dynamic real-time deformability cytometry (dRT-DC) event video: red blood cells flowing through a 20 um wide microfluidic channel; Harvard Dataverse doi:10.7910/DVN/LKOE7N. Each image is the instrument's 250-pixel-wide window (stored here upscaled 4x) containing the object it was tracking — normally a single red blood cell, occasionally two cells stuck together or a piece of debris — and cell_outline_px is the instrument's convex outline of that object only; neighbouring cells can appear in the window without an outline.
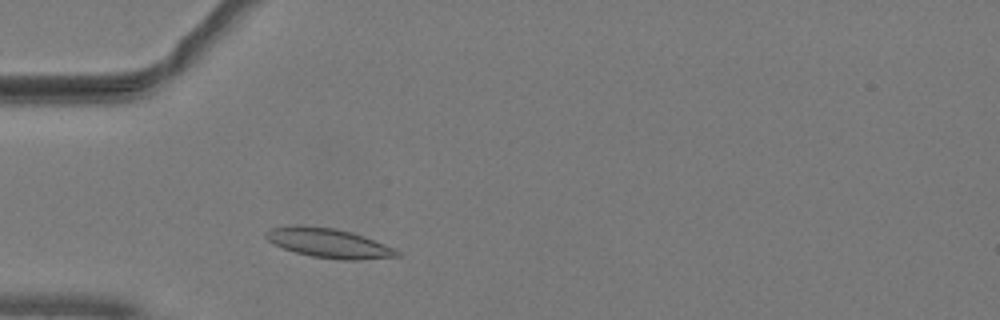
{"species": "common noctule bat (a hibernating species)", "species_latin": "Nyctalus noctula", "temperature_condition": "warm", "stored_images_in_passage": 40, "camera_frame_rate_fps": 3000, "um_per_image_px": 0.085, "animal": {"sex": "male", "body_mass_g": 19.2, "forearm_length_mm": 51.8}, "frame": {"image": 1, "passage_image": 5, "time_ms": 1.333, "image_size_px": [1000, 320], "cell_outline_px": [[400, 256], [356, 260], [340, 260], [312, 256], [296, 252], [284, 248], [268, 240], [264, 236], [264, 232], [268, 228], [296, 224], [336, 228], [352, 232], [364, 236], [384, 244], [400, 252]], "centroid_in_image_um": [27.9, 20.64], "position_along_channel_um": 57.1, "area_um2": 22.48}}
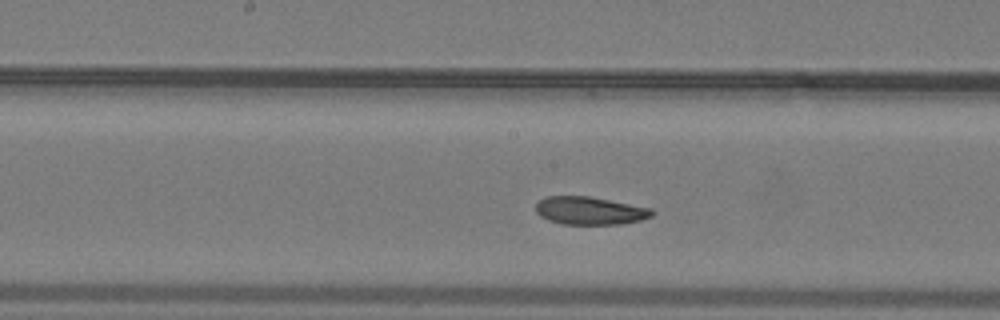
{"frame": {"image": 2, "passage_image": 16, "time_ms": 5.0, "image_size_px": [1000, 320], "cell_outline_px": [[656, 212], [652, 216], [640, 220], [620, 224], [560, 224], [548, 220], [540, 216], [536, 212], [536, 204], [544, 196], [588, 196], [652, 208]], "centroid_in_image_um": [50.13, 17.91], "position_along_channel_um": 198.1, "area_um2": 18.96}}
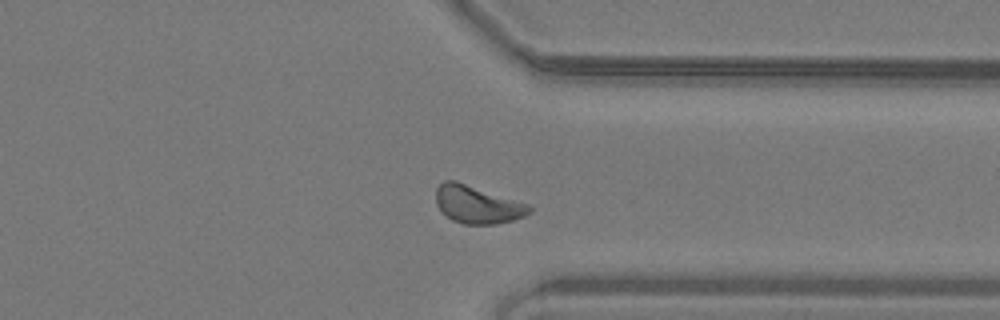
{"frame": {"image": 3, "passage_image": 29, "time_ms": 9.333, "image_size_px": [1000, 320], "cell_outline_px": [[532, 212], [524, 216], [512, 220], [496, 224], [464, 224], [452, 220], [436, 204], [436, 188], [444, 180], [456, 180], [532, 204]], "centroid_in_image_um": [40.63, 17.37], "position_along_channel_um": 370.8, "area_um2": 20.81}, "authors_computed_cell_mechanics": {"area_um2": 19.941, "velocity_mm_per_s": 4.0106, "shape_relaxation_time_tau1_ms": 5.1596, "shape_relaxation_time_tau2_ms": 3.6426, "deformation_change_tau1": 0.1278, "deformation_change_tau2": 0.0672}}